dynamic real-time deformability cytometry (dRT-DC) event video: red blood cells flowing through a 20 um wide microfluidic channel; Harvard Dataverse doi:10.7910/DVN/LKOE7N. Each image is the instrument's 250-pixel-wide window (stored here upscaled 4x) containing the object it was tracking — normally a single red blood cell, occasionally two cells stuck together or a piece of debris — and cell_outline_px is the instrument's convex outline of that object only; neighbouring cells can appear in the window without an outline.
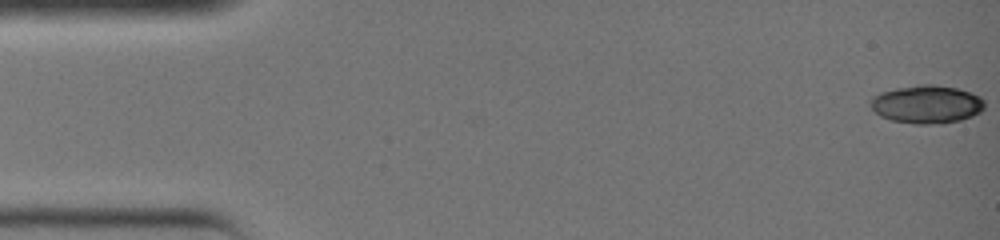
{"species": "common noctule bat (a hibernating species)", "species_latin": "Nyctalus noctula", "temperature_condition": "warm", "stored_images_in_passage": 2, "camera_frame_rate_fps": 3000, "um_per_image_px": 0.085, "animal": {"sex": "female", "body_mass_g": 19.0, "forearm_length_mm": 51.5}, "frame": {"image": 1, "passage_image": 1, "time_ms": 0.0, "image_size_px": [1000, 240], "cell_outline_px": [[984, 108], [980, 112], [972, 116], [960, 120], [944, 124], [916, 124], [892, 120], [880, 116], [868, 104], [872, 96], [880, 92], [896, 88], [920, 84], [932, 84], [956, 88], [972, 92], [980, 96], [984, 100]], "centroid_in_image_um": [78.77, 8.86], "position_along_channel_um": 6.2, "area_um2": 25.61}}